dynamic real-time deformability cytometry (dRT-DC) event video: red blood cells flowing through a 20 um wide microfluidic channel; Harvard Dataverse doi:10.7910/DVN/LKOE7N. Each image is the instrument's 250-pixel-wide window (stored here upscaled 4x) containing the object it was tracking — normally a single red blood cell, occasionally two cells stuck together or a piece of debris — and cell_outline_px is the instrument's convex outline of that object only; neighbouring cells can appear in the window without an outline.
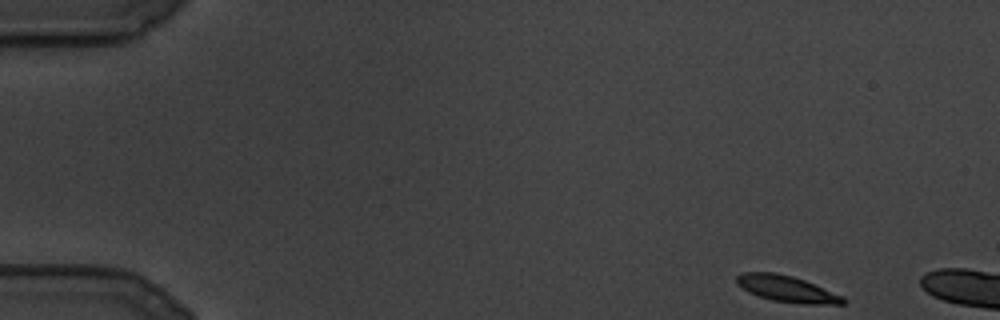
{"species": "common noctule bat (a hibernating species)", "species_latin": "Nyctalus noctula", "temperature_condition": "cold", "stored_images_in_passage": 13, "camera_frame_rate_fps": 3000, "um_per_image_px": 0.085, "animal": {"sex": "male", "body_mass_g": 19.5, "forearm_length_mm": 54.6}, "frame": {"image": 1, "passage_image": 1, "time_ms": 0.0, "image_size_px": [1000, 320], "cell_outline_px": [[848, 300], [844, 304], [804, 304], [772, 300], [748, 292], [736, 284], [736, 276], [740, 272], [776, 272], [792, 276], [804, 280], [844, 296]], "centroid_in_image_um": [66.88, 24.54], "position_along_channel_um": 18.1, "area_um2": 16.42}}